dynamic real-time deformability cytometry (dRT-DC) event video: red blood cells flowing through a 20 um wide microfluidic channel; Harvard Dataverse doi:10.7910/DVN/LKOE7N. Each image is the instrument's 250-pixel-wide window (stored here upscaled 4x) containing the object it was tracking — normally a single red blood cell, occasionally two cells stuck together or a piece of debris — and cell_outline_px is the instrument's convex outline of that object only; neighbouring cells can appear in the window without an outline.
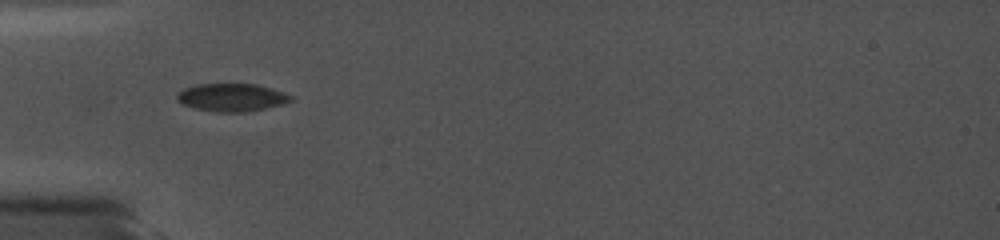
{"species": "common noctule bat (a hibernating species)", "species_latin": "Nyctalus noctula", "temperature_condition": "cold", "stored_images_in_passage": 24, "camera_frame_rate_fps": 5000, "um_per_image_px": 0.085, "animal": {"sex": "female", "body_mass_g": 19.0, "forearm_length_mm": 56.7}, "frame": {"image": 1, "passage_image": 1, "time_ms": 0.0, "image_size_px": [1000, 240], "cell_outline_px": [[292, 100], [284, 104], [244, 112], [216, 112], [196, 108], [184, 104], [176, 100], [176, 96], [184, 88], [196, 84], [256, 84], [272, 88], [284, 92], [292, 96]], "centroid_in_image_um": [19.71, 8.27], "position_along_channel_um": 65.3, "area_um2": 18.38}}
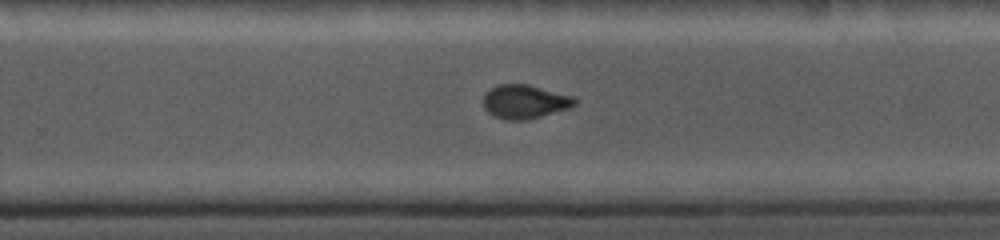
{"frame": {"image": 2, "passage_image": 14, "time_ms": 5.8, "image_size_px": [1000, 240], "cell_outline_px": [[576, 104], [568, 108], [528, 120], [504, 120], [488, 112], [484, 108], [484, 96], [492, 88], [500, 84], [528, 84], [576, 96]], "centroid_in_image_um": [44.64, 8.64], "position_along_channel_um": 285.2, "area_um2": 17.98}}
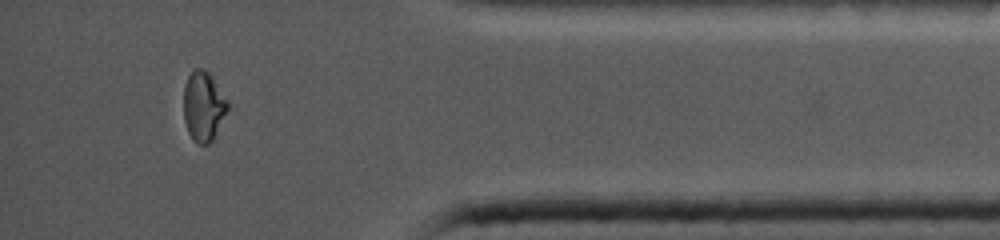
{"frame": {"image": 3, "passage_image": 23, "time_ms": 9.6, "image_size_px": [1000, 240], "cell_outline_px": [[228, 108], [212, 140], [208, 144], [200, 144], [192, 140], [188, 132], [184, 120], [184, 84], [188, 76], [196, 68], [204, 68], [212, 76], [228, 100]], "centroid_in_image_um": [17.28, 9.01], "position_along_channel_um": 417.9, "area_um2": 17.8}}